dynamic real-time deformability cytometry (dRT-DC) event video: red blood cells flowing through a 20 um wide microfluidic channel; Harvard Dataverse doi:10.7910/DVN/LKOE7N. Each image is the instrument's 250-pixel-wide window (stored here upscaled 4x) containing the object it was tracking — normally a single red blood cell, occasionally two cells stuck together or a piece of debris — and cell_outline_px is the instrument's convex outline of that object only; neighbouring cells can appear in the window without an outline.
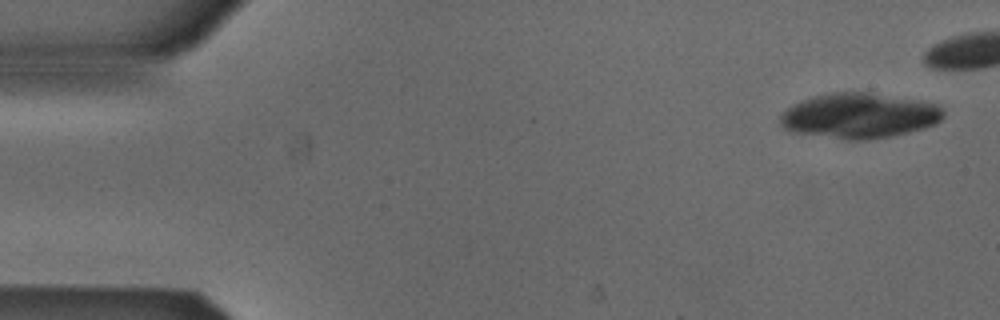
{"species": "Egyptian fruit bat (a non-hibernating species)", "species_latin": "Rousettus aegyptiacus", "temperature_condition": "cold", "stored_images_in_passage": 7, "camera_frame_rate_fps": 3000, "um_per_image_px": 0.085, "animal": {"sex": "male"}, "frame": {"image": 1, "passage_image": 1, "time_ms": 0.0, "image_size_px": [1000, 320], "cell_outline_px": [[944, 116], [936, 124], [924, 128], [908, 132], [888, 136], [860, 140], [848, 140], [800, 132], [784, 128], [780, 124], [780, 116], [792, 104], [800, 100], [812, 96], [832, 92], [868, 92], [916, 100], [936, 104], [944, 112]], "centroid_in_image_um": [73.04, 9.82], "position_along_channel_um": 12.0, "area_um2": 42.43}}
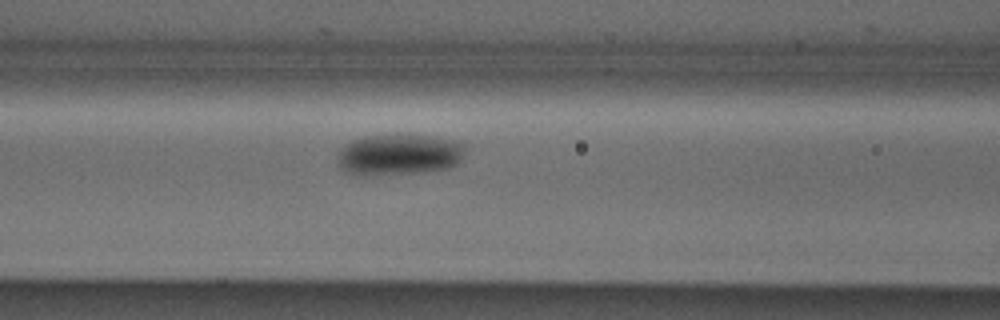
{"frame": {"image": 2, "passage_image": 7, "time_ms": 2.0, "image_size_px": [1000, 320], "cell_outline_px": [[464, 156], [456, 164], [448, 168], [424, 172], [348, 172], [340, 168], [336, 164], [336, 160], [340, 152], [352, 140], [364, 136], [432, 136], [460, 140], [464, 144]], "centroid_in_image_um": [34.01, 13.1], "position_along_channel_um": 132.6, "area_um2": 29.42}}